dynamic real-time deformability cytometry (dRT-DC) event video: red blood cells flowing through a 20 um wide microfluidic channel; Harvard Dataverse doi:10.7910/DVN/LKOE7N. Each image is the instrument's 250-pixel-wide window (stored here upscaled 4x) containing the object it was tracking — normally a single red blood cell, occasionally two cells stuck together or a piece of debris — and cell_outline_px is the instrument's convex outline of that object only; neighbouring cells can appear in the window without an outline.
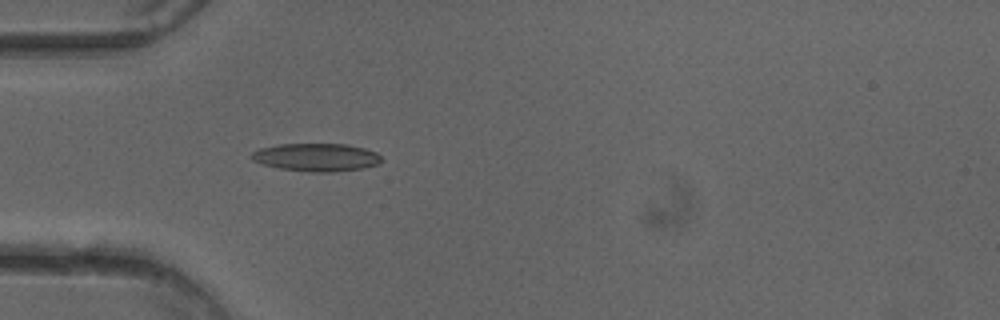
{"species": "common noctule bat (a hibernating species)", "species_latin": "Nyctalus noctula", "temperature_condition": "cold", "stored_images_in_passage": 51, "camera_frame_rate_fps": 3000, "um_per_image_px": 0.085, "animal": {"sex": "female"}, "frame": {"image": 1, "passage_image": 16, "time_ms": 5.0, "image_size_px": [1000, 320], "cell_outline_px": [[384, 160], [380, 164], [364, 168], [336, 172], [308, 172], [280, 168], [264, 164], [252, 160], [248, 156], [256, 148], [276, 144], [348, 144], [364, 148], [376, 152]], "centroid_in_image_um": [26.89, 13.37], "position_along_channel_um": 58.1, "area_um2": 21.56}}
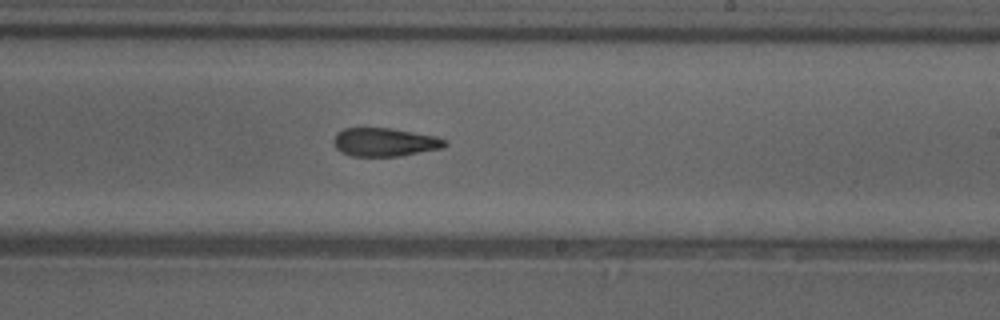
{"frame": {"image": 2, "passage_image": 31, "time_ms": 10.0, "image_size_px": [1000, 320], "cell_outline_px": [[448, 144], [444, 148], [400, 156], [352, 156], [340, 152], [332, 144], [332, 140], [336, 132], [344, 128], [392, 128], [436, 136], [448, 140]], "centroid_in_image_um": [32.7, 12.08], "position_along_channel_um": 256.3, "area_um2": 18.79}}
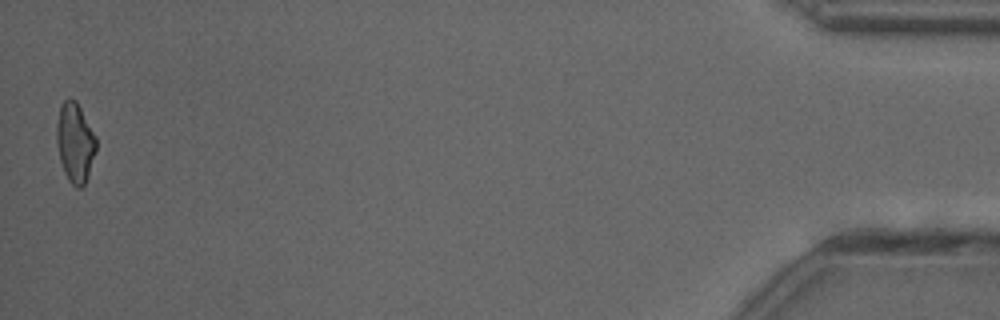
{"frame": {"image": 3, "passage_image": 51, "time_ms": 16.667, "image_size_px": [1000, 320], "cell_outline_px": [[96, 152], [88, 176], [84, 184], [80, 188], [76, 188], [68, 180], [64, 172], [60, 160], [56, 144], [56, 124], [60, 104], [68, 96], [76, 100], [96, 136]], "centroid_in_image_um": [6.37, 12.09], "position_along_channel_um": 428.8, "area_um2": 18.61}, "authors_computed_cell_mechanics": {"area_um2": 19.3052, "velocity_mm_per_s": 4.0421, "shape_relaxation_time_tau1_ms": null, "shape_relaxation_time_tau2_ms": 5.8654, "deformation_change_tau1": null, "deformation_change_tau2": 0.1586}}